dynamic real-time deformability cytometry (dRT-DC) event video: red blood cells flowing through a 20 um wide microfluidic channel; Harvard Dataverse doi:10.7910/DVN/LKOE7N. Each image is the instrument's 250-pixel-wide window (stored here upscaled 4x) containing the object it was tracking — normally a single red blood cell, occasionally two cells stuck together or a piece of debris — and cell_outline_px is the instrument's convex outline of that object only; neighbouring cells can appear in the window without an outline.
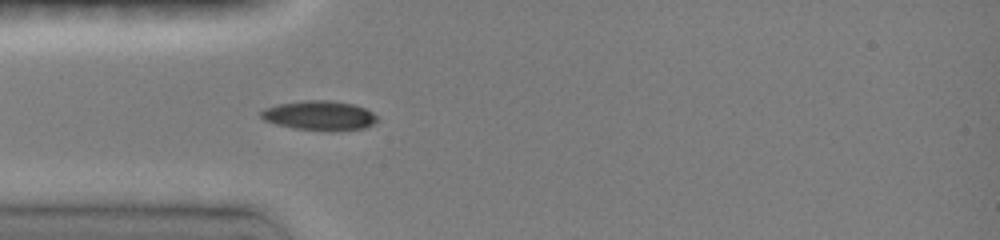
{"species": "common noctule bat (a hibernating species)", "species_latin": "Nyctalus noctula", "temperature_condition": "room temperature", "stored_images_in_passage": 51, "camera_frame_rate_fps": 3000, "um_per_image_px": 0.085, "animal": {"sex": "female", "body_mass_g": 19.0, "forearm_length_mm": 51.5}, "frame": {"image": 1, "passage_image": 15, "time_ms": 4.0, "image_size_px": [1000, 240], "cell_outline_px": [[376, 120], [372, 124], [364, 128], [332, 132], [292, 128], [276, 124], [264, 120], [260, 116], [260, 112], [264, 108], [276, 104], [308, 100], [328, 100], [352, 104], [364, 108], [372, 112], [376, 116]], "centroid_in_image_um": [27.12, 9.83], "position_along_channel_um": 57.9, "area_um2": 20.06}}
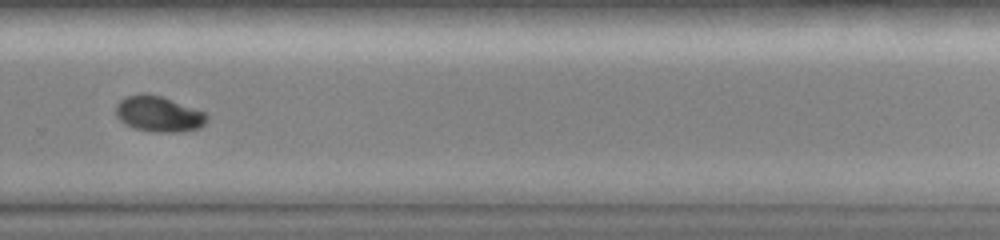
{"frame": {"image": 2, "passage_image": 36, "time_ms": 10.333, "image_size_px": [1000, 240], "cell_outline_px": [[208, 120], [200, 128], [180, 132], [160, 132], [136, 128], [120, 120], [116, 116], [116, 104], [120, 100], [128, 96], [140, 92], [144, 92], [160, 96], [204, 112], [208, 116]], "centroid_in_image_um": [13.49, 9.68], "position_along_channel_um": 316.3, "area_um2": 18.67}}
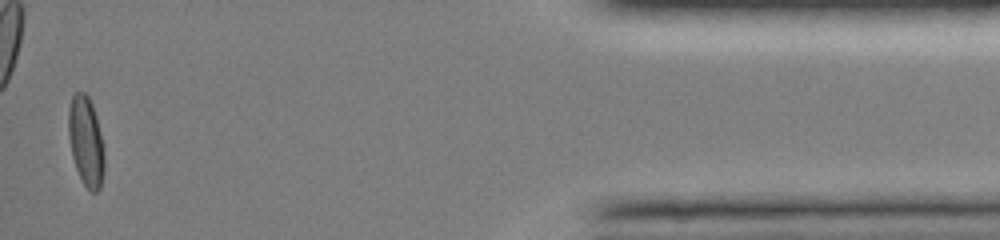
{"frame": {"image": 3, "passage_image": 50, "time_ms": 14.667, "image_size_px": [1000, 240], "cell_outline_px": [[104, 172], [100, 188], [96, 192], [92, 192], [84, 184], [76, 168], [72, 156], [68, 136], [68, 108], [72, 96], [76, 92], [84, 92], [88, 96], [92, 104], [96, 116], [104, 148]], "centroid_in_image_um": [7.3, 12.0], "position_along_channel_um": 427.9, "area_um2": 18.79}, "authors_computed_cell_mechanics": {"area_um2": 18.6694, "velocity_mm_per_s": 4.111, "shape_relaxation_time_tau1_ms": 5.215, "shape_relaxation_time_tau2_ms": null, "deformation_change_tau1": 0.1803, "deformation_change_tau2": null}}